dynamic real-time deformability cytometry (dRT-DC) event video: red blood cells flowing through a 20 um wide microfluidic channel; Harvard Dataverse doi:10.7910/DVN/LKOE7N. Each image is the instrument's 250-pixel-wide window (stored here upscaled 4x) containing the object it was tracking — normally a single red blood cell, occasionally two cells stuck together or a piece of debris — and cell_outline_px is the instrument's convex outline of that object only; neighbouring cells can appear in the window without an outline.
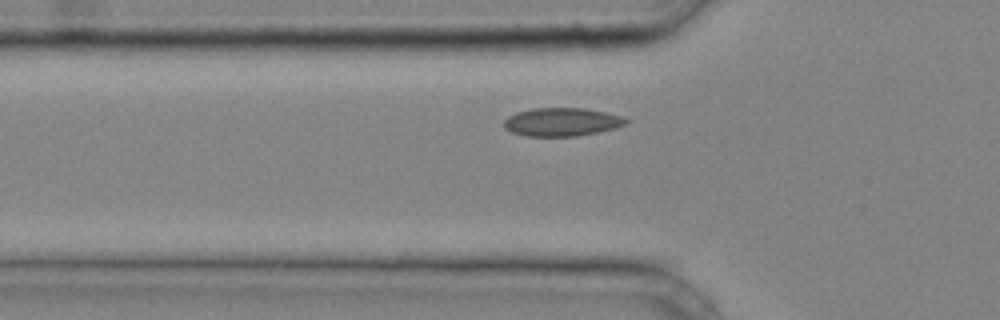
{"species": "common noctule bat (a hibernating species)", "species_latin": "Nyctalus noctula", "temperature_condition": "cold", "stored_images_in_passage": 19, "camera_frame_rate_fps": 3000, "um_per_image_px": 0.085, "animal": {"sex": "male", "body_mass_g": 20.4}, "frame": {"image": 1, "passage_image": 2, "time_ms": 0.333, "image_size_px": [1000, 320], "cell_outline_px": [[632, 120], [628, 124], [616, 128], [576, 136], [524, 136], [512, 132], [504, 128], [504, 120], [508, 116], [516, 112], [532, 108], [584, 108], [604, 112], [620, 116]], "centroid_in_image_um": [47.76, 10.36], "position_along_channel_um": 78.0, "area_um2": 20.23}}
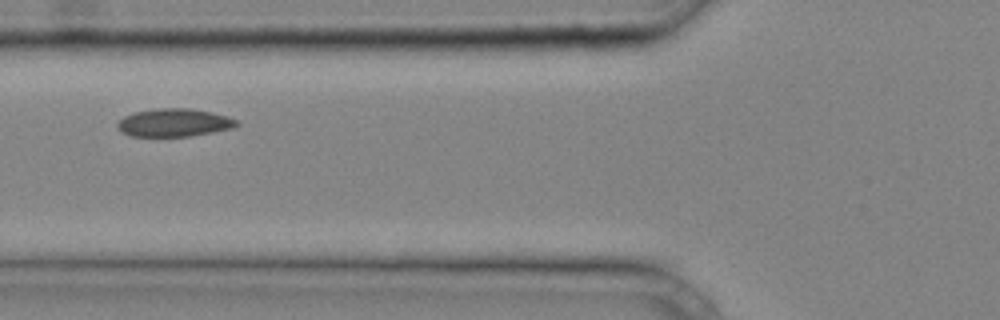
{"frame": {"image": 2, "passage_image": 4, "time_ms": 1.0, "image_size_px": [1000, 320], "cell_outline_px": [[240, 124], [232, 128], [192, 136], [128, 136], [116, 128], [116, 124], [124, 116], [132, 112], [156, 108], [192, 108], [212, 112], [228, 116], [240, 120]], "centroid_in_image_um": [14.8, 10.41], "position_along_channel_um": 111.0, "area_um2": 19.77}}